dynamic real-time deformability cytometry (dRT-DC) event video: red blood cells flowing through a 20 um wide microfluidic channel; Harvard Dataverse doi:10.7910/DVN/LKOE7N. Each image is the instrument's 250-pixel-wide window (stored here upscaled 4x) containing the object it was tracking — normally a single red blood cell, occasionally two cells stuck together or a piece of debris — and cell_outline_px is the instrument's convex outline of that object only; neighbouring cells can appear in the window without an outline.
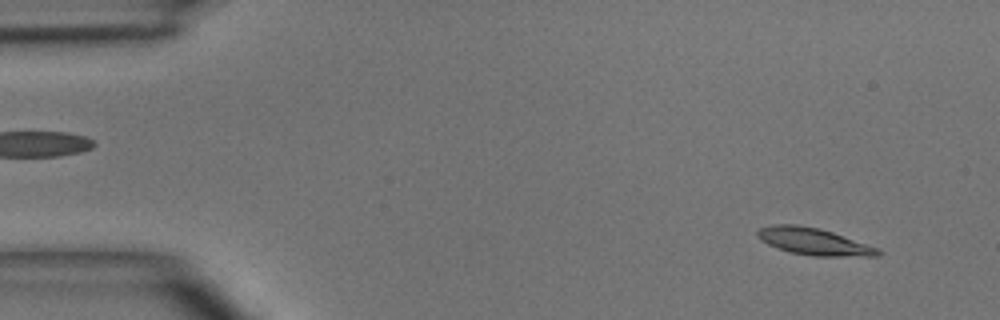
{"species": "common noctule bat (a hibernating species)", "species_latin": "Nyctalus noctula", "temperature_condition": "room temperature", "stored_images_in_passage": 4, "segment_of_instrument_passage": [2, 2], "camera_frame_rate_fps": 3000, "um_per_image_px": 0.085, "animal": {"sex": "male", "body_mass_g": 15.6}, "frame": {"image": 1, "passage_image": 4, "time_ms": 4.333, "image_size_px": [1000, 320], "cell_outline_px": [[884, 252], [880, 256], [812, 256], [788, 252], [776, 248], [760, 240], [756, 236], [756, 232], [760, 228], [772, 224], [796, 224], [820, 228], [880, 248]], "centroid_in_image_um": [69.18, 20.53], "position_along_channel_um": 15.8, "area_um2": 19.25}}